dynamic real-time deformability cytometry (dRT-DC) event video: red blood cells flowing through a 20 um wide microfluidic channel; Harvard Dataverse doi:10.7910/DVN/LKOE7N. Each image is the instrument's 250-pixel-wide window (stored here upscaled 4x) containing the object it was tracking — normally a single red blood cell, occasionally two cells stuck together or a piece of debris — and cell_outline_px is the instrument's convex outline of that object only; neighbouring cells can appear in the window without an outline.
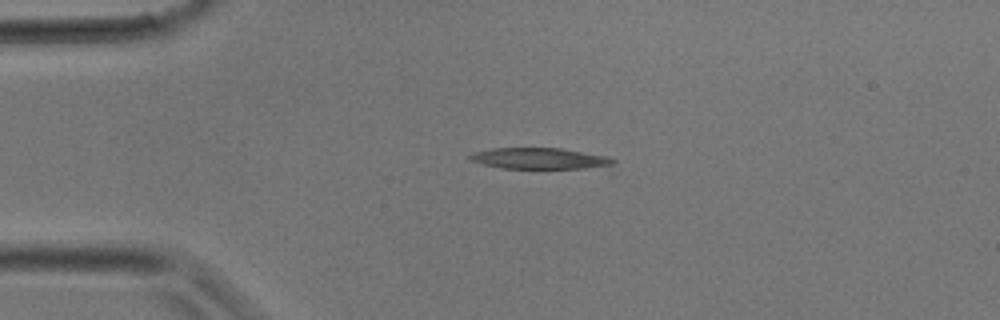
{"species": "common noctule bat (a hibernating species)", "species_latin": "Nyctalus noctula", "temperature_condition": "room temperature", "stored_images_in_passage": 11, "camera_frame_rate_fps": 3000, "um_per_image_px": 0.085, "animal": {"sex": "male", "body_mass_g": 17.9}, "frame": {"image": 1, "passage_image": 6, "time_ms": 1.667, "image_size_px": [1000, 320], "cell_outline_px": [[616, 164], [584, 168], [504, 168], [484, 164], [472, 160], [468, 156], [476, 152], [492, 148], [560, 148], [604, 156], [616, 160]], "centroid_in_image_um": [45.87, 13.46], "position_along_channel_um": 39.1, "area_um2": 17.11}}
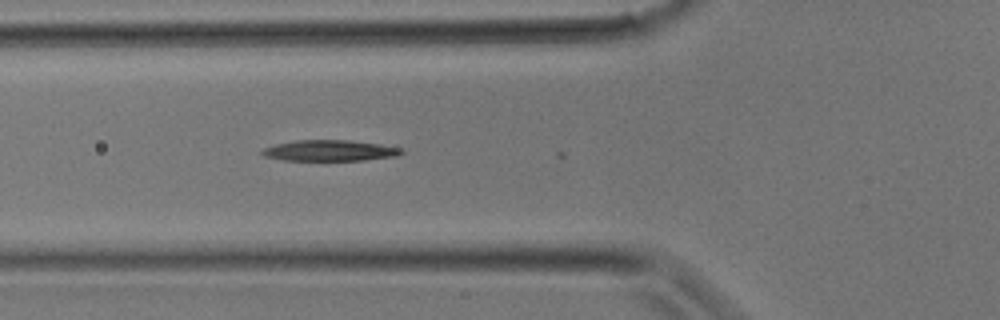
{"frame": {"image": 2, "passage_image": 10, "time_ms": 3.0, "image_size_px": [1000, 320], "cell_outline_px": [[404, 152], [400, 156], [364, 160], [284, 160], [264, 156], [260, 152], [264, 148], [276, 144], [296, 140], [348, 140], [380, 144], [404, 148]], "centroid_in_image_um": [28.09, 12.8], "position_along_channel_um": 97.7, "area_um2": 17.05}}